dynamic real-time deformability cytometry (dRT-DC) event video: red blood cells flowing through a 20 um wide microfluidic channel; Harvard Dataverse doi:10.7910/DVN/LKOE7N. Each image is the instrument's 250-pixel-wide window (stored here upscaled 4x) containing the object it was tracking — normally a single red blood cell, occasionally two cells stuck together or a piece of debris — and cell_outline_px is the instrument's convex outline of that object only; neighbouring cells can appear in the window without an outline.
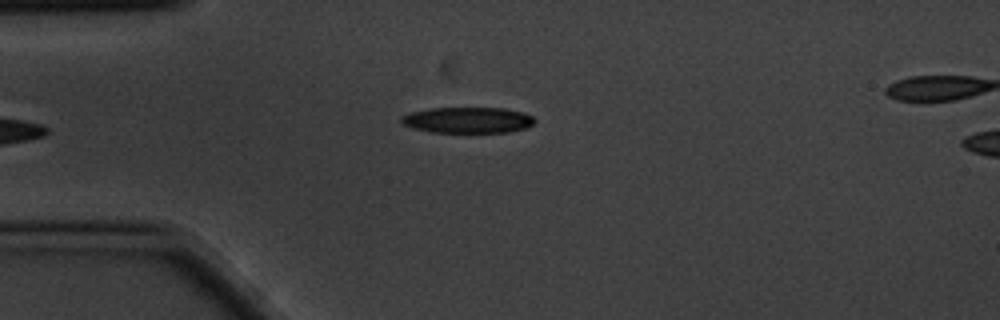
{"species": "common noctule bat (a hibernating species)", "species_latin": "Nyctalus noctula", "temperature_condition": "cold", "stored_images_in_passage": 4, "camera_frame_rate_fps": 3000, "um_per_image_px": 0.085, "animal": {"sex": "male", "body_mass_g": 20.1, "forearm_length_mm": 53.5}, "frame": {"image": 1, "passage_image": 4, "time_ms": 1.0, "image_size_px": [1000, 320], "cell_outline_px": [[536, 120], [532, 124], [524, 128], [508, 132], [432, 132], [412, 128], [404, 124], [400, 120], [400, 116], [412, 112], [432, 108], [504, 108], [524, 112], [532, 116]], "centroid_in_image_um": [39.76, 10.2], "position_along_channel_um": 45.2, "area_um2": 20.06}}